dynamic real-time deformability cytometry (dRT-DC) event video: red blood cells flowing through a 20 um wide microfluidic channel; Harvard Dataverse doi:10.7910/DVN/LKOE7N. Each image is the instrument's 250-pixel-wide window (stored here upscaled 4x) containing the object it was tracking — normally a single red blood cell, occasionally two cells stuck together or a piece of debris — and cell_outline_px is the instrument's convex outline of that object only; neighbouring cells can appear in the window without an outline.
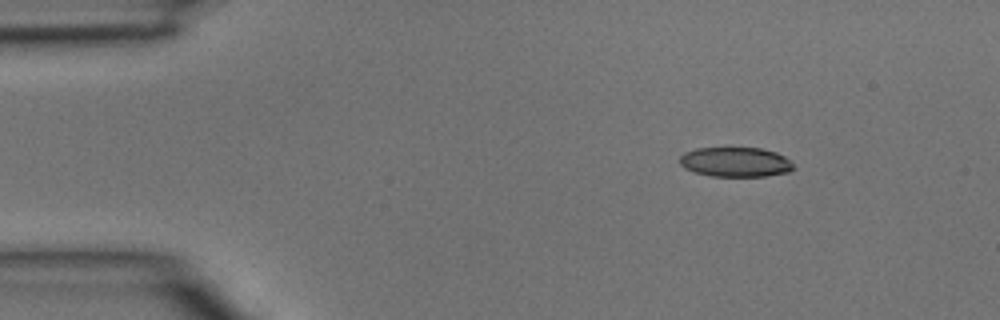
{"species": "common noctule bat (a hibernating species)", "species_latin": "Nyctalus noctula", "temperature_condition": "room temperature", "stored_images_in_passage": 4, "camera_frame_rate_fps": 3000, "um_per_image_px": 0.085, "animal": {"sex": "male", "body_mass_g": 15.6}, "frame": {"image": 1, "passage_image": 1, "time_ms": 0.0, "image_size_px": [1000, 320], "cell_outline_px": [[796, 168], [788, 172], [764, 176], [712, 176], [696, 172], [684, 168], [680, 164], [680, 156], [684, 152], [696, 148], [760, 148], [776, 152], [784, 156]], "centroid_in_image_um": [62.51, 13.77], "position_along_channel_um": 22.5, "area_um2": 19.59}}
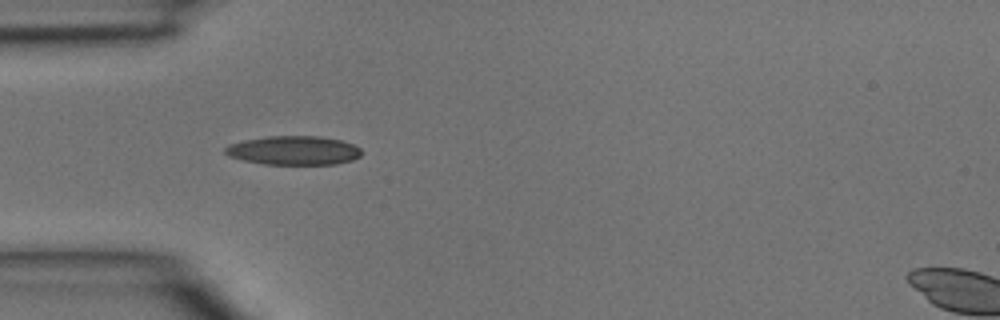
{"frame": {"image": 2, "passage_image": 3, "time_ms": 0.667, "image_size_px": [1000, 320], "cell_outline_px": [[360, 156], [352, 160], [336, 164], [264, 164], [244, 160], [228, 156], [224, 152], [224, 148], [232, 144], [244, 140], [268, 136], [320, 136], [340, 140], [352, 144], [360, 148]], "centroid_in_image_um": [24.96, 12.78], "position_along_channel_um": 60.0, "area_um2": 22.83}}